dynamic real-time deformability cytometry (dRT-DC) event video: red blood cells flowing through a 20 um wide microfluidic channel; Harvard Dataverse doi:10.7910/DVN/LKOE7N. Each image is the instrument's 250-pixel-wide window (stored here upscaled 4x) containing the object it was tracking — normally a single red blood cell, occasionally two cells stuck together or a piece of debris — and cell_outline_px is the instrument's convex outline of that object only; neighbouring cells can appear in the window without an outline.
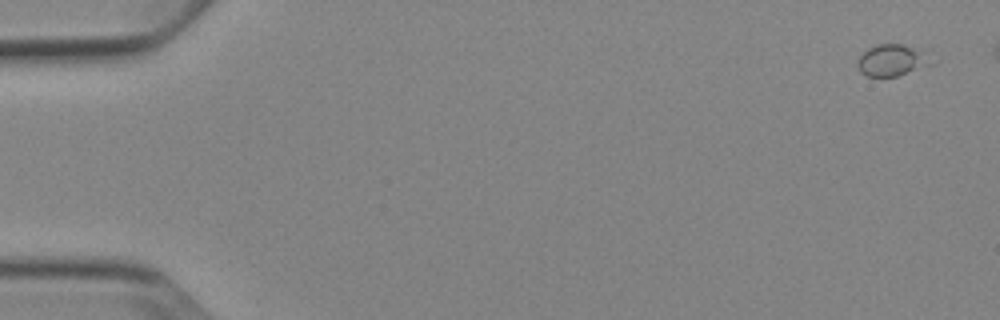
{"species": "Egyptian fruit bat (a non-hibernating species)", "species_latin": "Rousettus aegyptiacus", "temperature_condition": "cold", "stored_images_in_passage": 47, "camera_frame_rate_fps": 3000, "um_per_image_px": 0.085, "animal": {"sex": "female"}, "frame": {"image": 1, "passage_image": 1, "time_ms": 0.0, "image_size_px": [1000, 320], "cell_outline_px": [[940, 60], [936, 64], [896, 76], [868, 76], [860, 72], [856, 64], [856, 60], [868, 48], [876, 44], [904, 44], [928, 48]], "centroid_in_image_um": [76.04, 5.08], "position_along_channel_um": 9.0, "area_um2": 14.74}}
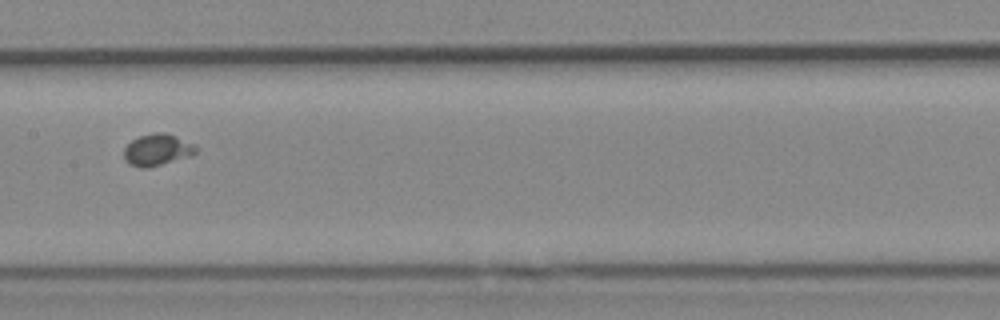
{"frame": {"image": 2, "passage_image": 27, "time_ms": 8.667, "image_size_px": [1000, 320], "cell_outline_px": [[196, 152], [192, 156], [148, 168], [140, 168], [128, 164], [124, 160], [124, 148], [132, 140], [140, 136], [156, 132], [164, 132], [176, 136], [192, 144], [196, 148]], "centroid_in_image_um": [13.34, 12.75], "position_along_channel_um": 194.1, "area_um2": 13.29}}
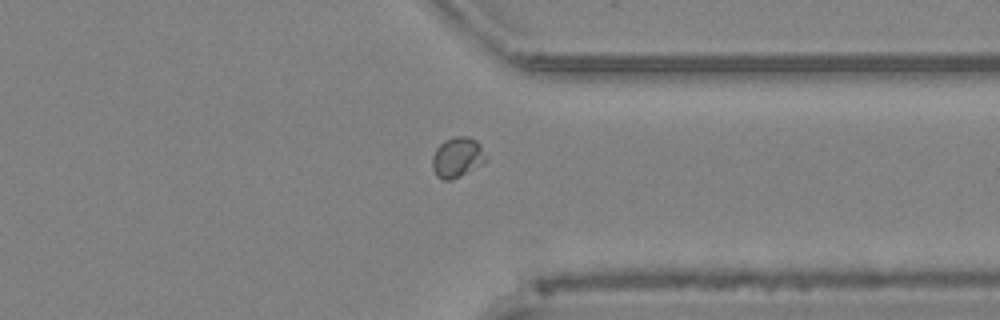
{"frame": {"image": 3, "passage_image": 41, "time_ms": 13.333, "image_size_px": [1000, 320], "cell_outline_px": [[488, 160], [484, 164], [452, 180], [444, 180], [436, 176], [432, 168], [432, 156], [436, 148], [444, 140], [456, 136], [468, 136], [476, 140], [480, 144]], "centroid_in_image_um": [38.88, 13.38], "position_along_channel_um": 372.5, "area_um2": 12.77}}